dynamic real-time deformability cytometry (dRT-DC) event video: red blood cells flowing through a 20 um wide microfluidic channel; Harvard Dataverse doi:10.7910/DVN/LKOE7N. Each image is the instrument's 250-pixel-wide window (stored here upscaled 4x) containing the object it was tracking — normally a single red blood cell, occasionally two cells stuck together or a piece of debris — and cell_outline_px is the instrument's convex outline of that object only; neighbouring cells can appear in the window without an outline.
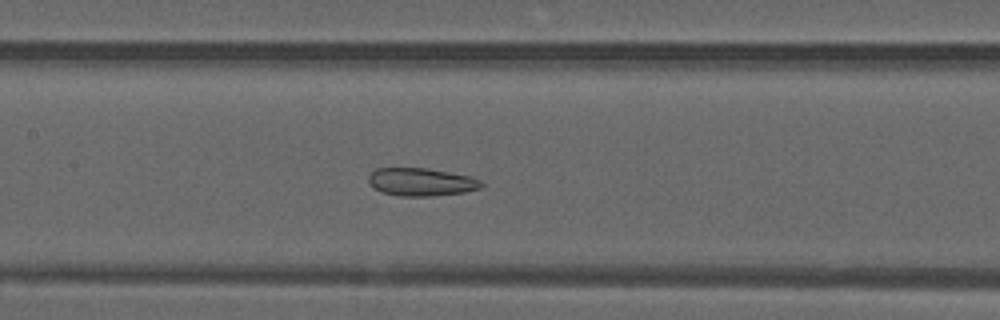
{"species": "common noctule bat (a hibernating species)", "species_latin": "Nyctalus noctula", "temperature_condition": "warm", "stored_images_in_passage": 50, "camera_frame_rate_fps": 3000, "um_per_image_px": 0.085, "animal": {"sex": "male", "forearm_length_mm": 52.5}, "frame": {"image": 1, "passage_image": 23, "time_ms": 7.333, "image_size_px": [1000, 320], "cell_outline_px": [[484, 184], [480, 188], [464, 192], [432, 196], [400, 196], [380, 192], [372, 188], [368, 184], [368, 176], [376, 168], [428, 168], [472, 176], [480, 180]], "centroid_in_image_um": [35.78, 15.47], "position_along_channel_um": 171.6, "area_um2": 18.61}}
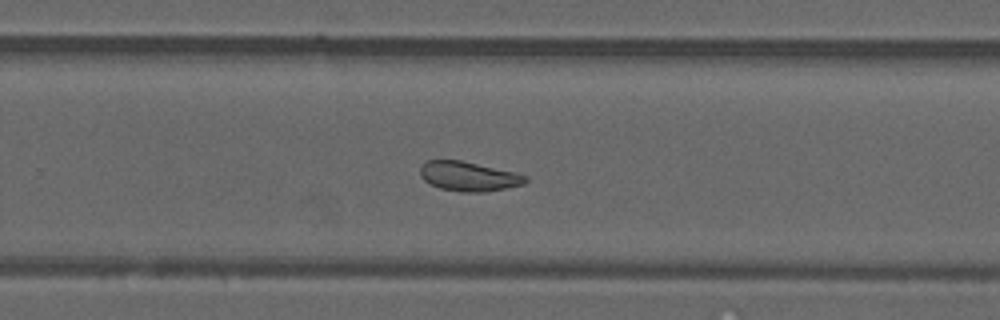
{"frame": {"image": 2, "passage_image": 32, "time_ms": 10.333, "image_size_px": [1000, 320], "cell_outline_px": [[528, 180], [524, 184], [484, 192], [460, 192], [440, 188], [424, 180], [420, 176], [420, 168], [428, 160], [460, 160], [516, 172], [528, 176]], "centroid_in_image_um": [39.86, 14.99], "position_along_channel_um": 289.9, "area_um2": 18.03}}
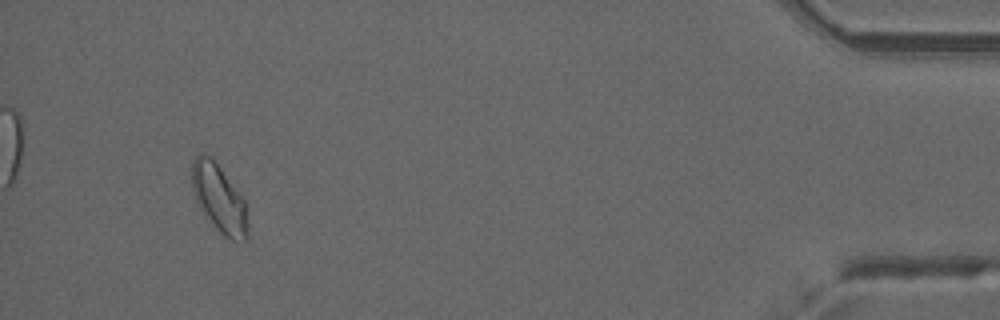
{"frame": {"image": 3, "passage_image": 47, "time_ms": 15.333, "image_size_px": [1000, 320], "cell_outline_px": [[248, 236], [244, 240], [232, 240], [224, 236], [204, 216], [192, 192], [192, 164], [196, 156], [204, 152], [212, 156], [240, 192], [244, 200], [248, 224]], "centroid_in_image_um": [18.62, 16.84], "position_along_channel_um": 416.6, "area_um2": 22.37}, "authors_computed_cell_mechanics": {"area_um2": 20.1433, "velocity_mm_per_s": 3.9691, "shape_relaxation_time_tau1_ms": null, "shape_relaxation_time_tau2_ms": 1.9218, "deformation_change_tau1": null, "deformation_change_tau2": 0.074}}